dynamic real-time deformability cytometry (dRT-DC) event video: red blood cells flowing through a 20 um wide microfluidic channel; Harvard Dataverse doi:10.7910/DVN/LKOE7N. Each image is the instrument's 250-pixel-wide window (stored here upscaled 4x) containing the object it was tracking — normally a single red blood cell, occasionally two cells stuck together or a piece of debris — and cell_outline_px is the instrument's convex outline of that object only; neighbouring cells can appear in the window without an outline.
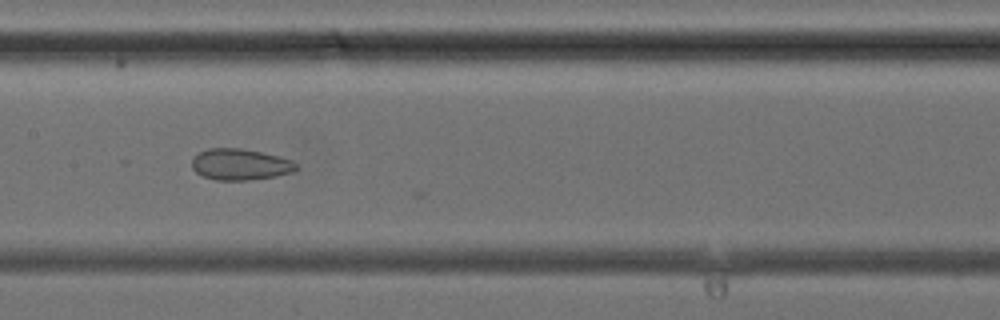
{"species": "common noctule bat (a hibernating species)", "species_latin": "Nyctalus noctula", "temperature_condition": "cold", "stored_images_in_passage": 13, "camera_frame_rate_fps": 3000, "um_per_image_px": 0.085, "animal": {"sex": "female", "body_mass_g": 24.6, "forearm_length_mm": 56.2}, "frame": {"image": 1, "passage_image": 9, "time_ms": 2.667, "image_size_px": [1000, 320], "cell_outline_px": [[300, 168], [292, 172], [276, 176], [248, 180], [216, 180], [204, 176], [196, 172], [192, 168], [192, 160], [200, 152], [208, 148], [240, 148], [280, 156], [292, 160]], "centroid_in_image_um": [20.45, 13.98], "position_along_channel_um": 187.0, "area_um2": 18.96}}
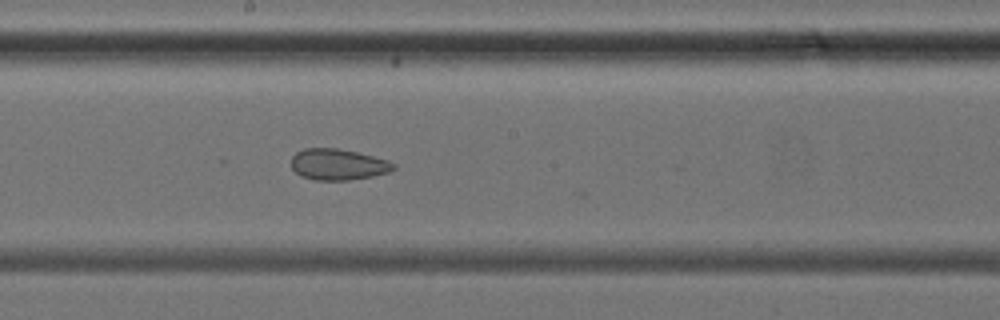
{"frame": {"image": 2, "passage_image": 11, "time_ms": 3.333, "image_size_px": [1000, 320], "cell_outline_px": [[396, 168], [388, 172], [372, 176], [348, 180], [316, 180], [300, 176], [292, 168], [292, 156], [296, 152], [304, 148], [336, 148], [356, 152], [388, 160], [396, 164]], "centroid_in_image_um": [28.72, 13.98], "position_along_channel_um": 219.5, "area_um2": 18.5}}